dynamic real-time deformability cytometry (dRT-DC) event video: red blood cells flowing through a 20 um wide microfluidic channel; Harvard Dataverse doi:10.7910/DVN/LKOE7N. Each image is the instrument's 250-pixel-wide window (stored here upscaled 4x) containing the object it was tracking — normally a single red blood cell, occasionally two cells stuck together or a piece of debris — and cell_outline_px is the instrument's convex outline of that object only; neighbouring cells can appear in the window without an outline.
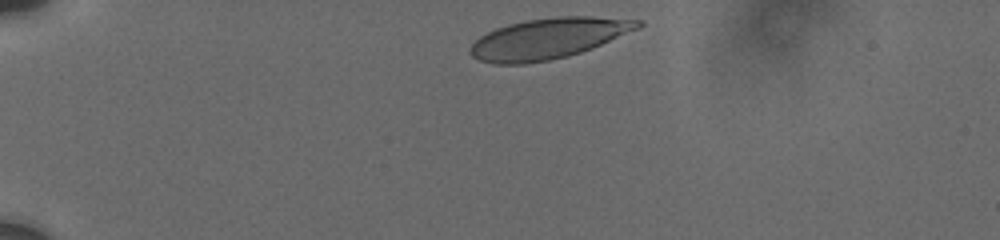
{"species": "human", "species_latin": "Homo sapiens", "temperature_condition": "cold", "stored_images_in_passage": 4, "camera_frame_rate_fps": 3000, "um_per_image_px": 0.085, "donor": {"sex": "male"}, "frame": {"image": 1, "passage_image": 1, "time_ms": 0.0, "image_size_px": [1000, 240], "cell_outline_px": [[644, 24], [640, 28], [592, 48], [568, 56], [548, 60], [524, 64], [492, 64], [480, 60], [472, 56], [468, 52], [468, 48], [480, 36], [496, 28], [508, 24], [528, 20], [556, 16], [592, 16], [644, 20]], "centroid_in_image_um": [46.62, 3.26], "position_along_channel_um": 38.4, "area_um2": 39.82}}
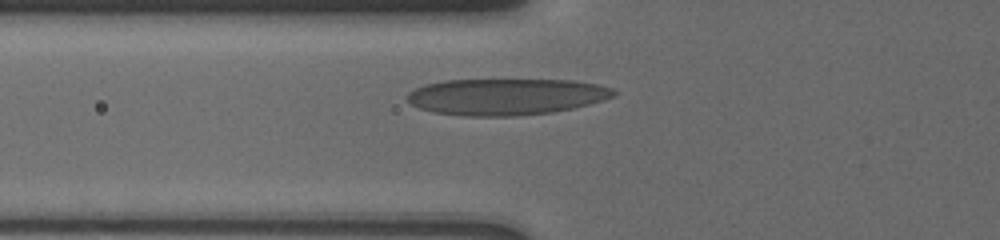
{"frame": {"image": 2, "passage_image": 4, "time_ms": 3.0, "image_size_px": [1000, 240], "cell_outline_px": [[616, 96], [604, 100], [572, 108], [552, 112], [516, 116], [468, 116], [432, 112], [420, 108], [412, 104], [404, 96], [408, 92], [424, 84], [444, 80], [572, 80], [600, 84], [612, 88], [616, 92]], "centroid_in_image_um": [43.02, 8.21], "position_along_channel_um": 82.8, "area_um2": 44.04}}